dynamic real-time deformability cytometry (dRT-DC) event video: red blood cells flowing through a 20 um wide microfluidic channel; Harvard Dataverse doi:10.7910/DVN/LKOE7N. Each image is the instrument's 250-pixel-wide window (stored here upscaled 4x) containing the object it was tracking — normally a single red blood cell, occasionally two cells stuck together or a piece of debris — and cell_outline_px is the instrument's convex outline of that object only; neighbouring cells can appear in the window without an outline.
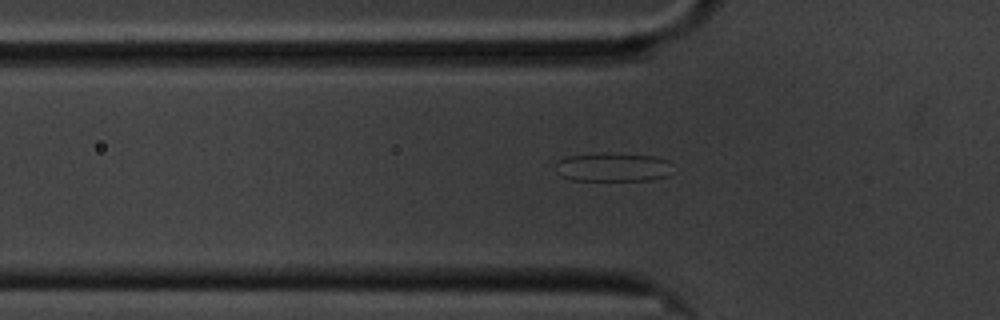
{"species": "common noctule bat (a hibernating species)", "species_latin": "Nyctalus noctula", "temperature_condition": "cold", "stored_images_in_passage": 36, "camera_frame_rate_fps": 3000, "um_per_image_px": 0.085, "animal": {"sex": "male", "body_mass_g": 20.1, "forearm_length_mm": 53.5}, "frame": {"image": 1, "passage_image": 2, "time_ms": 0.333, "image_size_px": [1000, 320], "cell_outline_px": [[676, 172], [668, 176], [652, 180], [572, 180], [560, 176], [556, 164], [564, 156], [604, 152], [656, 156], [668, 160]], "centroid_in_image_um": [52.18, 14.2], "position_along_channel_um": 73.6, "area_um2": 20.11}}
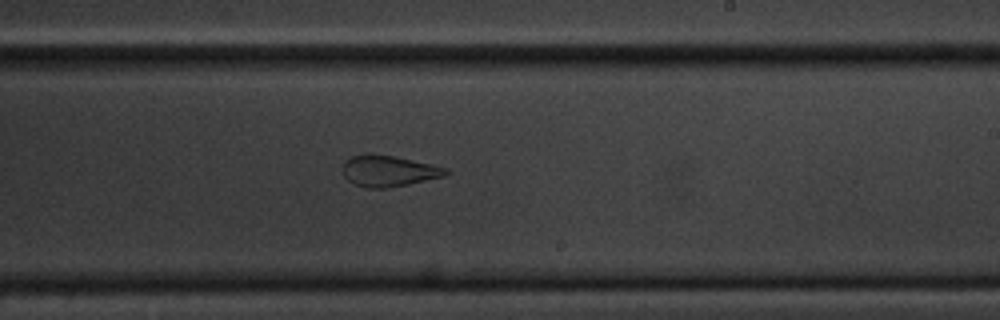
{"frame": {"image": 2, "passage_image": 18, "time_ms": 5.667, "image_size_px": [1000, 320], "cell_outline_px": [[448, 172], [444, 176], [408, 184], [384, 188], [368, 188], [352, 184], [344, 176], [344, 160], [352, 156], [368, 152], [372, 152], [396, 156], [432, 164], [448, 168]], "centroid_in_image_um": [33.0, 14.5], "position_along_channel_um": 256.0, "area_um2": 18.9}}
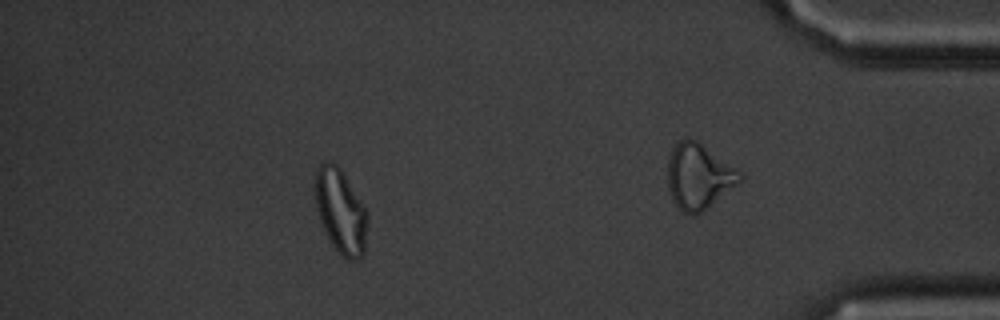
{"frame": {"image": 3, "passage_image": 29, "time_ms": 9.333, "image_size_px": [1000, 320], "cell_outline_px": [[368, 220], [364, 252], [356, 260], [348, 260], [340, 256], [332, 244], [320, 220], [316, 208], [316, 168], [320, 164], [336, 164], [340, 168], [364, 204], [368, 212]], "centroid_in_image_um": [28.99, 18.0], "position_along_channel_um": 406.2, "area_um2": 25.49}, "authors_computed_cell_mechanics": {"area_um2": 19.7965, "velocity_mm_per_s": 3.3982, "shape_relaxation_time_tau1_ms": null, "shape_relaxation_time_tau2_ms": 2.059, "deformation_change_tau1": null, "deformation_change_tau2": 0.1049}}